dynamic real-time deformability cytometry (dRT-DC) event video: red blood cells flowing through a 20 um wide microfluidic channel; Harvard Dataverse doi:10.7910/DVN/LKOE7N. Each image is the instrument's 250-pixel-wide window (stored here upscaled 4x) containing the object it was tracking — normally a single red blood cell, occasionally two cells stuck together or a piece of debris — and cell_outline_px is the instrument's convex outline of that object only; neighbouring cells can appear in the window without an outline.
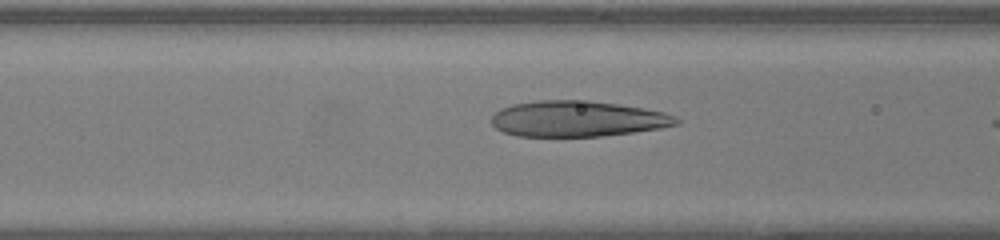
{"species": "human", "species_latin": "Homo sapiens", "temperature_condition": "warm", "stored_images_in_passage": 27, "camera_frame_rate_fps": 3000, "um_per_image_px": 0.085, "donor": {"sex": "female"}, "frame": {"image": 1, "passage_image": 7, "time_ms": 2.0, "image_size_px": [1000, 240], "cell_outline_px": [[680, 124], [660, 128], [632, 132], [600, 136], [516, 136], [504, 132], [496, 128], [492, 124], [492, 116], [500, 108], [512, 104], [536, 100], [588, 100], [644, 108], [664, 112], [676, 116], [680, 120]], "centroid_in_image_um": [49.09, 10.09], "position_along_channel_um": 117.5, "area_um2": 38.61}}
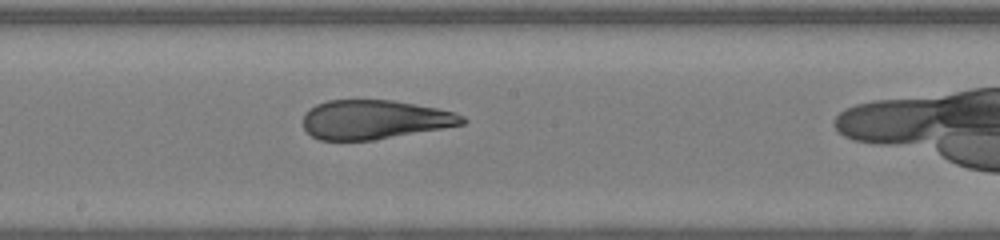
{"frame": {"image": 2, "passage_image": 14, "time_ms": 4.333, "image_size_px": [1000, 240], "cell_outline_px": [[468, 120], [464, 124], [372, 140], [320, 140], [312, 136], [304, 128], [304, 112], [316, 104], [328, 100], [392, 100], [436, 108], [452, 112], [464, 116]], "centroid_in_image_um": [31.8, 10.16], "position_along_channel_um": 216.4, "area_um2": 35.95}}
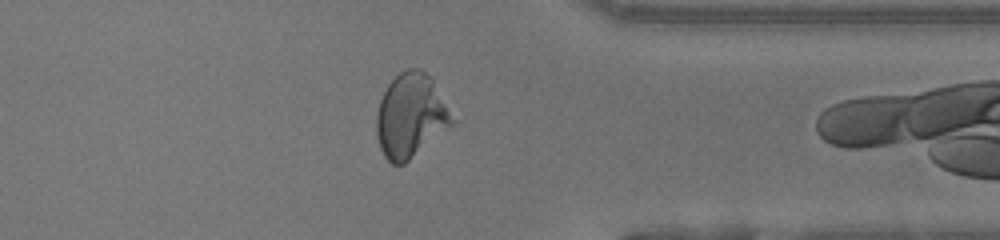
{"frame": {"image": 3, "passage_image": 26, "time_ms": 8.333, "image_size_px": [1000, 240], "cell_outline_px": [[456, 120], [452, 124], [404, 164], [392, 164], [384, 156], [380, 148], [376, 132], [376, 116], [380, 100], [388, 84], [400, 72], [408, 68], [420, 68], [432, 76]], "centroid_in_image_um": [34.91, 9.8], "position_along_channel_um": 376.5, "area_um2": 36.99}}